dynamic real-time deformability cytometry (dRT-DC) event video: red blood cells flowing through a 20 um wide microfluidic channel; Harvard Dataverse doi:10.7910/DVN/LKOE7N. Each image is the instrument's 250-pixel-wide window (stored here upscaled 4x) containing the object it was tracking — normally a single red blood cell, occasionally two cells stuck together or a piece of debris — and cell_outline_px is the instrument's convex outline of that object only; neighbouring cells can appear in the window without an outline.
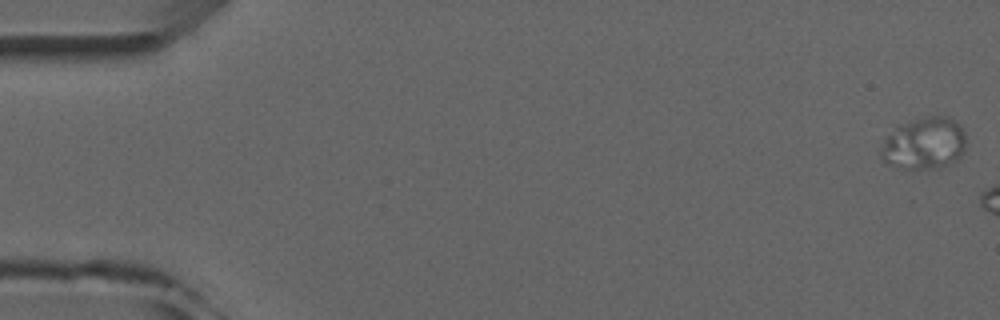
{"species": "common noctule bat (a hibernating species)", "species_latin": "Nyctalus noctula", "temperature_condition": "room temperature", "stored_images_in_passage": 3, "camera_frame_rate_fps": 3000, "um_per_image_px": 0.085, "animal": {"sex": "male", "forearm_length_mm": 52.5}, "frame": {"image": 1, "passage_image": 1, "time_ms": 0.0, "image_size_px": [1000, 320], "cell_outline_px": [[964, 152], [956, 160], [940, 168], [896, 168], [884, 164], [880, 156], [880, 152], [888, 136], [896, 128], [904, 124], [924, 116], [948, 116], [960, 124], [964, 132]], "centroid_in_image_um": [78.57, 12.21], "position_along_channel_um": 6.4, "area_um2": 25.61}}